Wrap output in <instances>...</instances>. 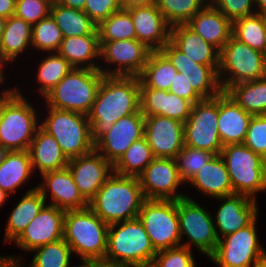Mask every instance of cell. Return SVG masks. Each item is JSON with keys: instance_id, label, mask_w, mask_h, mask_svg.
<instances>
[{"instance_id": "1", "label": "cell", "mask_w": 266, "mask_h": 267, "mask_svg": "<svg viewBox=\"0 0 266 267\" xmlns=\"http://www.w3.org/2000/svg\"><path fill=\"white\" fill-rule=\"evenodd\" d=\"M140 85L136 76L104 75L88 115L94 143L120 118L140 111Z\"/></svg>"}, {"instance_id": "2", "label": "cell", "mask_w": 266, "mask_h": 267, "mask_svg": "<svg viewBox=\"0 0 266 267\" xmlns=\"http://www.w3.org/2000/svg\"><path fill=\"white\" fill-rule=\"evenodd\" d=\"M144 200L138 177L113 172L89 201L88 207L110 225L137 218Z\"/></svg>"}, {"instance_id": "3", "label": "cell", "mask_w": 266, "mask_h": 267, "mask_svg": "<svg viewBox=\"0 0 266 267\" xmlns=\"http://www.w3.org/2000/svg\"><path fill=\"white\" fill-rule=\"evenodd\" d=\"M156 253L138 217L109 225L105 263L150 267Z\"/></svg>"}, {"instance_id": "4", "label": "cell", "mask_w": 266, "mask_h": 267, "mask_svg": "<svg viewBox=\"0 0 266 267\" xmlns=\"http://www.w3.org/2000/svg\"><path fill=\"white\" fill-rule=\"evenodd\" d=\"M108 228L89 207L66 210L63 239L81 260L104 262Z\"/></svg>"}, {"instance_id": "5", "label": "cell", "mask_w": 266, "mask_h": 267, "mask_svg": "<svg viewBox=\"0 0 266 267\" xmlns=\"http://www.w3.org/2000/svg\"><path fill=\"white\" fill-rule=\"evenodd\" d=\"M103 77L99 69L73 68L43 98L47 107L88 116Z\"/></svg>"}, {"instance_id": "6", "label": "cell", "mask_w": 266, "mask_h": 267, "mask_svg": "<svg viewBox=\"0 0 266 267\" xmlns=\"http://www.w3.org/2000/svg\"><path fill=\"white\" fill-rule=\"evenodd\" d=\"M48 115L40 127L58 142L68 160L94 150L87 115L48 107Z\"/></svg>"}, {"instance_id": "7", "label": "cell", "mask_w": 266, "mask_h": 267, "mask_svg": "<svg viewBox=\"0 0 266 267\" xmlns=\"http://www.w3.org/2000/svg\"><path fill=\"white\" fill-rule=\"evenodd\" d=\"M264 77V54L231 36L220 51L218 79L222 91L226 92L234 84Z\"/></svg>"}, {"instance_id": "8", "label": "cell", "mask_w": 266, "mask_h": 267, "mask_svg": "<svg viewBox=\"0 0 266 267\" xmlns=\"http://www.w3.org/2000/svg\"><path fill=\"white\" fill-rule=\"evenodd\" d=\"M222 156L230 176L234 194L255 199L266 190L265 160L244 144L225 145Z\"/></svg>"}, {"instance_id": "9", "label": "cell", "mask_w": 266, "mask_h": 267, "mask_svg": "<svg viewBox=\"0 0 266 267\" xmlns=\"http://www.w3.org/2000/svg\"><path fill=\"white\" fill-rule=\"evenodd\" d=\"M18 91L4 106L0 116V144L9 151L28 150L40 127L36 109Z\"/></svg>"}, {"instance_id": "10", "label": "cell", "mask_w": 266, "mask_h": 267, "mask_svg": "<svg viewBox=\"0 0 266 267\" xmlns=\"http://www.w3.org/2000/svg\"><path fill=\"white\" fill-rule=\"evenodd\" d=\"M138 218L156 251L181 246L176 200L145 199Z\"/></svg>"}, {"instance_id": "11", "label": "cell", "mask_w": 266, "mask_h": 267, "mask_svg": "<svg viewBox=\"0 0 266 267\" xmlns=\"http://www.w3.org/2000/svg\"><path fill=\"white\" fill-rule=\"evenodd\" d=\"M181 241L187 236V243L181 246L189 249L195 246L208 258L214 253L218 244L213 215L200 206L190 196L177 200ZM185 235V236H184Z\"/></svg>"}, {"instance_id": "12", "label": "cell", "mask_w": 266, "mask_h": 267, "mask_svg": "<svg viewBox=\"0 0 266 267\" xmlns=\"http://www.w3.org/2000/svg\"><path fill=\"white\" fill-rule=\"evenodd\" d=\"M257 220L256 217L246 227L220 238L209 260L217 267H251L264 257L266 251L257 238Z\"/></svg>"}, {"instance_id": "13", "label": "cell", "mask_w": 266, "mask_h": 267, "mask_svg": "<svg viewBox=\"0 0 266 267\" xmlns=\"http://www.w3.org/2000/svg\"><path fill=\"white\" fill-rule=\"evenodd\" d=\"M218 95L193 104L184 123V145L219 155L223 148L218 134Z\"/></svg>"}, {"instance_id": "14", "label": "cell", "mask_w": 266, "mask_h": 267, "mask_svg": "<svg viewBox=\"0 0 266 267\" xmlns=\"http://www.w3.org/2000/svg\"><path fill=\"white\" fill-rule=\"evenodd\" d=\"M100 59L105 64H113L117 68L102 67L99 70L107 76H136L139 77L152 51L137 39L99 41ZM108 68V69H107Z\"/></svg>"}, {"instance_id": "15", "label": "cell", "mask_w": 266, "mask_h": 267, "mask_svg": "<svg viewBox=\"0 0 266 267\" xmlns=\"http://www.w3.org/2000/svg\"><path fill=\"white\" fill-rule=\"evenodd\" d=\"M138 179L145 199L177 201L187 196L177 191L184 182L174 158L155 157Z\"/></svg>"}, {"instance_id": "16", "label": "cell", "mask_w": 266, "mask_h": 267, "mask_svg": "<svg viewBox=\"0 0 266 267\" xmlns=\"http://www.w3.org/2000/svg\"><path fill=\"white\" fill-rule=\"evenodd\" d=\"M161 51L203 99L214 98L222 92L218 79L219 65L196 63L189 59L171 41L166 43Z\"/></svg>"}, {"instance_id": "17", "label": "cell", "mask_w": 266, "mask_h": 267, "mask_svg": "<svg viewBox=\"0 0 266 267\" xmlns=\"http://www.w3.org/2000/svg\"><path fill=\"white\" fill-rule=\"evenodd\" d=\"M144 127L141 111L122 117L94 143V149L114 165L134 141L144 137Z\"/></svg>"}, {"instance_id": "18", "label": "cell", "mask_w": 266, "mask_h": 267, "mask_svg": "<svg viewBox=\"0 0 266 267\" xmlns=\"http://www.w3.org/2000/svg\"><path fill=\"white\" fill-rule=\"evenodd\" d=\"M65 213L66 210L46 204L13 243L21 250L31 252L62 239Z\"/></svg>"}, {"instance_id": "19", "label": "cell", "mask_w": 266, "mask_h": 267, "mask_svg": "<svg viewBox=\"0 0 266 267\" xmlns=\"http://www.w3.org/2000/svg\"><path fill=\"white\" fill-rule=\"evenodd\" d=\"M81 195L89 202L112 175L113 165L95 149L70 159L67 165Z\"/></svg>"}, {"instance_id": "20", "label": "cell", "mask_w": 266, "mask_h": 267, "mask_svg": "<svg viewBox=\"0 0 266 267\" xmlns=\"http://www.w3.org/2000/svg\"><path fill=\"white\" fill-rule=\"evenodd\" d=\"M144 137L154 157L175 158L184 147V123L162 116H145Z\"/></svg>"}, {"instance_id": "21", "label": "cell", "mask_w": 266, "mask_h": 267, "mask_svg": "<svg viewBox=\"0 0 266 267\" xmlns=\"http://www.w3.org/2000/svg\"><path fill=\"white\" fill-rule=\"evenodd\" d=\"M215 199L222 202L213 220L218 239L246 227L259 216L257 200L248 196L233 194Z\"/></svg>"}, {"instance_id": "22", "label": "cell", "mask_w": 266, "mask_h": 267, "mask_svg": "<svg viewBox=\"0 0 266 267\" xmlns=\"http://www.w3.org/2000/svg\"><path fill=\"white\" fill-rule=\"evenodd\" d=\"M41 177L43 182L36 187L46 201L47 192H50L52 201L48 205L63 210L84 209L88 207L89 202L81 195L68 167L43 173Z\"/></svg>"}, {"instance_id": "23", "label": "cell", "mask_w": 266, "mask_h": 267, "mask_svg": "<svg viewBox=\"0 0 266 267\" xmlns=\"http://www.w3.org/2000/svg\"><path fill=\"white\" fill-rule=\"evenodd\" d=\"M126 9L131 15L138 41L151 50H161L170 41L171 25L156 4Z\"/></svg>"}, {"instance_id": "24", "label": "cell", "mask_w": 266, "mask_h": 267, "mask_svg": "<svg viewBox=\"0 0 266 267\" xmlns=\"http://www.w3.org/2000/svg\"><path fill=\"white\" fill-rule=\"evenodd\" d=\"M252 114L246 112L227 92L218 95V134L223 147L243 144Z\"/></svg>"}, {"instance_id": "25", "label": "cell", "mask_w": 266, "mask_h": 267, "mask_svg": "<svg viewBox=\"0 0 266 267\" xmlns=\"http://www.w3.org/2000/svg\"><path fill=\"white\" fill-rule=\"evenodd\" d=\"M193 103L170 91L140 88V111L144 116H162L185 123Z\"/></svg>"}, {"instance_id": "26", "label": "cell", "mask_w": 266, "mask_h": 267, "mask_svg": "<svg viewBox=\"0 0 266 267\" xmlns=\"http://www.w3.org/2000/svg\"><path fill=\"white\" fill-rule=\"evenodd\" d=\"M186 24L219 51L232 36V22L210 2Z\"/></svg>"}, {"instance_id": "27", "label": "cell", "mask_w": 266, "mask_h": 267, "mask_svg": "<svg viewBox=\"0 0 266 267\" xmlns=\"http://www.w3.org/2000/svg\"><path fill=\"white\" fill-rule=\"evenodd\" d=\"M188 183L213 199L234 194L226 164L220 154L214 155Z\"/></svg>"}, {"instance_id": "28", "label": "cell", "mask_w": 266, "mask_h": 267, "mask_svg": "<svg viewBox=\"0 0 266 267\" xmlns=\"http://www.w3.org/2000/svg\"><path fill=\"white\" fill-rule=\"evenodd\" d=\"M170 41L196 63L220 65V51L201 38L187 24L171 26Z\"/></svg>"}, {"instance_id": "29", "label": "cell", "mask_w": 266, "mask_h": 267, "mask_svg": "<svg viewBox=\"0 0 266 267\" xmlns=\"http://www.w3.org/2000/svg\"><path fill=\"white\" fill-rule=\"evenodd\" d=\"M33 171L39 174L66 168L68 159L56 139L39 127L28 148Z\"/></svg>"}, {"instance_id": "30", "label": "cell", "mask_w": 266, "mask_h": 267, "mask_svg": "<svg viewBox=\"0 0 266 267\" xmlns=\"http://www.w3.org/2000/svg\"><path fill=\"white\" fill-rule=\"evenodd\" d=\"M57 52L74 68L101 67L94 61L100 58L99 34L64 37Z\"/></svg>"}, {"instance_id": "31", "label": "cell", "mask_w": 266, "mask_h": 267, "mask_svg": "<svg viewBox=\"0 0 266 267\" xmlns=\"http://www.w3.org/2000/svg\"><path fill=\"white\" fill-rule=\"evenodd\" d=\"M45 205L46 200L37 190V187L27 191L9 214L4 233V243L14 242Z\"/></svg>"}, {"instance_id": "32", "label": "cell", "mask_w": 266, "mask_h": 267, "mask_svg": "<svg viewBox=\"0 0 266 267\" xmlns=\"http://www.w3.org/2000/svg\"><path fill=\"white\" fill-rule=\"evenodd\" d=\"M32 25L15 15L6 19L0 42V59L6 63L15 61L32 46Z\"/></svg>"}, {"instance_id": "33", "label": "cell", "mask_w": 266, "mask_h": 267, "mask_svg": "<svg viewBox=\"0 0 266 267\" xmlns=\"http://www.w3.org/2000/svg\"><path fill=\"white\" fill-rule=\"evenodd\" d=\"M34 173L28 150L10 151L0 165V187L9 195L25 184Z\"/></svg>"}, {"instance_id": "34", "label": "cell", "mask_w": 266, "mask_h": 267, "mask_svg": "<svg viewBox=\"0 0 266 267\" xmlns=\"http://www.w3.org/2000/svg\"><path fill=\"white\" fill-rule=\"evenodd\" d=\"M177 69L161 50H152L148 56L142 74L140 88H153L169 91Z\"/></svg>"}, {"instance_id": "35", "label": "cell", "mask_w": 266, "mask_h": 267, "mask_svg": "<svg viewBox=\"0 0 266 267\" xmlns=\"http://www.w3.org/2000/svg\"><path fill=\"white\" fill-rule=\"evenodd\" d=\"M51 16L63 37L99 34L97 24L83 10L53 3Z\"/></svg>"}, {"instance_id": "36", "label": "cell", "mask_w": 266, "mask_h": 267, "mask_svg": "<svg viewBox=\"0 0 266 267\" xmlns=\"http://www.w3.org/2000/svg\"><path fill=\"white\" fill-rule=\"evenodd\" d=\"M246 112L266 114V77L237 83L226 91Z\"/></svg>"}, {"instance_id": "37", "label": "cell", "mask_w": 266, "mask_h": 267, "mask_svg": "<svg viewBox=\"0 0 266 267\" xmlns=\"http://www.w3.org/2000/svg\"><path fill=\"white\" fill-rule=\"evenodd\" d=\"M145 137L134 141L113 165V172L121 176L138 177L154 159Z\"/></svg>"}, {"instance_id": "38", "label": "cell", "mask_w": 266, "mask_h": 267, "mask_svg": "<svg viewBox=\"0 0 266 267\" xmlns=\"http://www.w3.org/2000/svg\"><path fill=\"white\" fill-rule=\"evenodd\" d=\"M232 36L263 53L266 48L264 16L255 13L235 20L232 22Z\"/></svg>"}, {"instance_id": "39", "label": "cell", "mask_w": 266, "mask_h": 267, "mask_svg": "<svg viewBox=\"0 0 266 267\" xmlns=\"http://www.w3.org/2000/svg\"><path fill=\"white\" fill-rule=\"evenodd\" d=\"M74 67L58 52L40 60L37 76L39 82L38 93L43 97L50 92Z\"/></svg>"}, {"instance_id": "40", "label": "cell", "mask_w": 266, "mask_h": 267, "mask_svg": "<svg viewBox=\"0 0 266 267\" xmlns=\"http://www.w3.org/2000/svg\"><path fill=\"white\" fill-rule=\"evenodd\" d=\"M99 41L136 39V31L129 11L122 8L98 26Z\"/></svg>"}, {"instance_id": "41", "label": "cell", "mask_w": 266, "mask_h": 267, "mask_svg": "<svg viewBox=\"0 0 266 267\" xmlns=\"http://www.w3.org/2000/svg\"><path fill=\"white\" fill-rule=\"evenodd\" d=\"M210 0H157L156 6L171 25L186 24Z\"/></svg>"}, {"instance_id": "42", "label": "cell", "mask_w": 266, "mask_h": 267, "mask_svg": "<svg viewBox=\"0 0 266 267\" xmlns=\"http://www.w3.org/2000/svg\"><path fill=\"white\" fill-rule=\"evenodd\" d=\"M34 251L36 253L29 267H68L73 253L63 238L32 250Z\"/></svg>"}, {"instance_id": "43", "label": "cell", "mask_w": 266, "mask_h": 267, "mask_svg": "<svg viewBox=\"0 0 266 267\" xmlns=\"http://www.w3.org/2000/svg\"><path fill=\"white\" fill-rule=\"evenodd\" d=\"M63 34L51 16L32 25V48L45 52H57L63 40Z\"/></svg>"}, {"instance_id": "44", "label": "cell", "mask_w": 266, "mask_h": 267, "mask_svg": "<svg viewBox=\"0 0 266 267\" xmlns=\"http://www.w3.org/2000/svg\"><path fill=\"white\" fill-rule=\"evenodd\" d=\"M213 153L184 145L174 158L181 180L187 183L212 157Z\"/></svg>"}, {"instance_id": "45", "label": "cell", "mask_w": 266, "mask_h": 267, "mask_svg": "<svg viewBox=\"0 0 266 267\" xmlns=\"http://www.w3.org/2000/svg\"><path fill=\"white\" fill-rule=\"evenodd\" d=\"M192 250L178 246L157 251L150 267H196Z\"/></svg>"}, {"instance_id": "46", "label": "cell", "mask_w": 266, "mask_h": 267, "mask_svg": "<svg viewBox=\"0 0 266 267\" xmlns=\"http://www.w3.org/2000/svg\"><path fill=\"white\" fill-rule=\"evenodd\" d=\"M243 144L266 159V114L252 116Z\"/></svg>"}, {"instance_id": "47", "label": "cell", "mask_w": 266, "mask_h": 267, "mask_svg": "<svg viewBox=\"0 0 266 267\" xmlns=\"http://www.w3.org/2000/svg\"><path fill=\"white\" fill-rule=\"evenodd\" d=\"M51 0H16L15 16L34 25L51 14Z\"/></svg>"}, {"instance_id": "48", "label": "cell", "mask_w": 266, "mask_h": 267, "mask_svg": "<svg viewBox=\"0 0 266 267\" xmlns=\"http://www.w3.org/2000/svg\"><path fill=\"white\" fill-rule=\"evenodd\" d=\"M210 3L231 22L256 13L255 0H210Z\"/></svg>"}, {"instance_id": "49", "label": "cell", "mask_w": 266, "mask_h": 267, "mask_svg": "<svg viewBox=\"0 0 266 267\" xmlns=\"http://www.w3.org/2000/svg\"><path fill=\"white\" fill-rule=\"evenodd\" d=\"M123 8L122 0H86L83 11L97 24Z\"/></svg>"}, {"instance_id": "50", "label": "cell", "mask_w": 266, "mask_h": 267, "mask_svg": "<svg viewBox=\"0 0 266 267\" xmlns=\"http://www.w3.org/2000/svg\"><path fill=\"white\" fill-rule=\"evenodd\" d=\"M169 91L183 99L191 101L193 104L203 100V98L187 82V80L184 78V75L179 71L176 73Z\"/></svg>"}, {"instance_id": "51", "label": "cell", "mask_w": 266, "mask_h": 267, "mask_svg": "<svg viewBox=\"0 0 266 267\" xmlns=\"http://www.w3.org/2000/svg\"><path fill=\"white\" fill-rule=\"evenodd\" d=\"M16 0H0V16L6 19L15 14Z\"/></svg>"}, {"instance_id": "52", "label": "cell", "mask_w": 266, "mask_h": 267, "mask_svg": "<svg viewBox=\"0 0 266 267\" xmlns=\"http://www.w3.org/2000/svg\"><path fill=\"white\" fill-rule=\"evenodd\" d=\"M4 77L1 81L0 84L4 83L5 81ZM20 89L18 88H12V89H5L2 94L0 95V116L2 114L4 106L9 102V100L19 91Z\"/></svg>"}, {"instance_id": "53", "label": "cell", "mask_w": 266, "mask_h": 267, "mask_svg": "<svg viewBox=\"0 0 266 267\" xmlns=\"http://www.w3.org/2000/svg\"><path fill=\"white\" fill-rule=\"evenodd\" d=\"M157 0H122L123 8H132L137 6L155 5Z\"/></svg>"}, {"instance_id": "54", "label": "cell", "mask_w": 266, "mask_h": 267, "mask_svg": "<svg viewBox=\"0 0 266 267\" xmlns=\"http://www.w3.org/2000/svg\"><path fill=\"white\" fill-rule=\"evenodd\" d=\"M53 3L83 10L86 0H55Z\"/></svg>"}, {"instance_id": "55", "label": "cell", "mask_w": 266, "mask_h": 267, "mask_svg": "<svg viewBox=\"0 0 266 267\" xmlns=\"http://www.w3.org/2000/svg\"><path fill=\"white\" fill-rule=\"evenodd\" d=\"M7 257V262L5 263V265L3 267H22L23 263L20 259V257L18 256H6Z\"/></svg>"}, {"instance_id": "56", "label": "cell", "mask_w": 266, "mask_h": 267, "mask_svg": "<svg viewBox=\"0 0 266 267\" xmlns=\"http://www.w3.org/2000/svg\"><path fill=\"white\" fill-rule=\"evenodd\" d=\"M256 3V13L262 16H266V0H255ZM259 9V10H258Z\"/></svg>"}, {"instance_id": "57", "label": "cell", "mask_w": 266, "mask_h": 267, "mask_svg": "<svg viewBox=\"0 0 266 267\" xmlns=\"http://www.w3.org/2000/svg\"><path fill=\"white\" fill-rule=\"evenodd\" d=\"M10 151L3 147L1 144H0V165L4 162L7 154L9 153Z\"/></svg>"}, {"instance_id": "58", "label": "cell", "mask_w": 266, "mask_h": 267, "mask_svg": "<svg viewBox=\"0 0 266 267\" xmlns=\"http://www.w3.org/2000/svg\"><path fill=\"white\" fill-rule=\"evenodd\" d=\"M94 267H127V266L113 265V264H108V263H105V262L94 261Z\"/></svg>"}, {"instance_id": "59", "label": "cell", "mask_w": 266, "mask_h": 267, "mask_svg": "<svg viewBox=\"0 0 266 267\" xmlns=\"http://www.w3.org/2000/svg\"><path fill=\"white\" fill-rule=\"evenodd\" d=\"M82 262L81 265L77 266H71V267H94V261L93 260H80ZM70 267V265L68 266Z\"/></svg>"}, {"instance_id": "60", "label": "cell", "mask_w": 266, "mask_h": 267, "mask_svg": "<svg viewBox=\"0 0 266 267\" xmlns=\"http://www.w3.org/2000/svg\"><path fill=\"white\" fill-rule=\"evenodd\" d=\"M9 196L10 195L0 187V207L4 204Z\"/></svg>"}, {"instance_id": "61", "label": "cell", "mask_w": 266, "mask_h": 267, "mask_svg": "<svg viewBox=\"0 0 266 267\" xmlns=\"http://www.w3.org/2000/svg\"><path fill=\"white\" fill-rule=\"evenodd\" d=\"M251 267H266V255L256 261Z\"/></svg>"}, {"instance_id": "62", "label": "cell", "mask_w": 266, "mask_h": 267, "mask_svg": "<svg viewBox=\"0 0 266 267\" xmlns=\"http://www.w3.org/2000/svg\"><path fill=\"white\" fill-rule=\"evenodd\" d=\"M5 22H6V18L3 17V16H0V42H1V39H2V34H3V31H4Z\"/></svg>"}, {"instance_id": "63", "label": "cell", "mask_w": 266, "mask_h": 267, "mask_svg": "<svg viewBox=\"0 0 266 267\" xmlns=\"http://www.w3.org/2000/svg\"><path fill=\"white\" fill-rule=\"evenodd\" d=\"M5 67V64L0 59V81L5 77L2 71V68Z\"/></svg>"}, {"instance_id": "64", "label": "cell", "mask_w": 266, "mask_h": 267, "mask_svg": "<svg viewBox=\"0 0 266 267\" xmlns=\"http://www.w3.org/2000/svg\"><path fill=\"white\" fill-rule=\"evenodd\" d=\"M7 262V257L0 255V267H3L5 265V263Z\"/></svg>"}, {"instance_id": "65", "label": "cell", "mask_w": 266, "mask_h": 267, "mask_svg": "<svg viewBox=\"0 0 266 267\" xmlns=\"http://www.w3.org/2000/svg\"><path fill=\"white\" fill-rule=\"evenodd\" d=\"M263 54H264V59H265V63H266V48H265Z\"/></svg>"}, {"instance_id": "66", "label": "cell", "mask_w": 266, "mask_h": 267, "mask_svg": "<svg viewBox=\"0 0 266 267\" xmlns=\"http://www.w3.org/2000/svg\"><path fill=\"white\" fill-rule=\"evenodd\" d=\"M265 181H266V159H265Z\"/></svg>"}]
</instances>
